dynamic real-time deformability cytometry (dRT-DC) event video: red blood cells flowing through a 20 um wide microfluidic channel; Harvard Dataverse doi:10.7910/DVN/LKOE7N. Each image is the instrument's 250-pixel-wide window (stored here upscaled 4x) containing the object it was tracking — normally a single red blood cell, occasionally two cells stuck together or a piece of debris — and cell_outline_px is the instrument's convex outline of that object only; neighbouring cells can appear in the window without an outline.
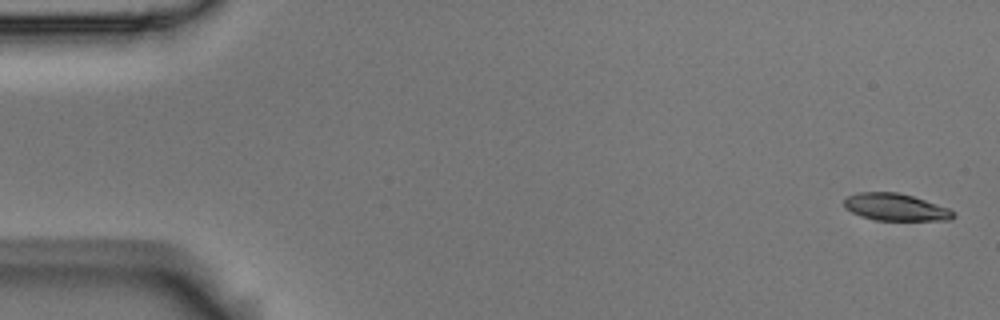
{"species": "Egyptian fruit bat (a non-hibernating species)", "species_latin": "Rousettus aegyptiacus", "temperature_condition": "room temperature", "stored_images_in_passage": 7, "camera_frame_rate_fps": 3000, "um_per_image_px": 0.085, "animal": {"sex": "male"}, "frame": {"image": 1, "passage_image": 1, "time_ms": 0.0, "image_size_px": [1000, 320], "cell_outline_px": [[956, 216], [948, 220], [876, 220], [860, 216], [844, 208], [844, 200], [848, 196], [856, 192], [896, 192], [912, 196], [948, 208], [956, 212]], "centroid_in_image_um": [76.1, 17.61], "position_along_channel_um": 8.9, "area_um2": 17.22}}
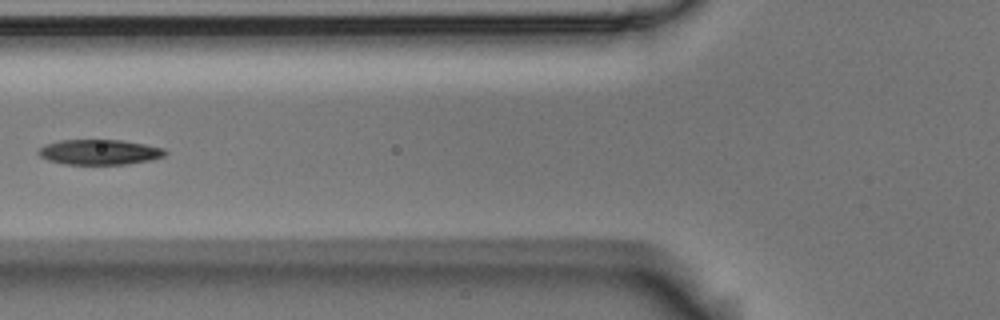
{"frame": {"image": 2, "passage_image": 6, "time_ms": 1.667, "image_size_px": [1000, 320], "cell_outline_px": [[168, 152], [164, 156], [148, 160], [128, 164], [64, 164], [48, 160], [40, 156], [36, 152], [44, 144], [60, 140], [124, 140], [164, 148]], "centroid_in_image_um": [8.43, 12.92], "position_along_channel_um": 117.4, "area_um2": 18.61}}
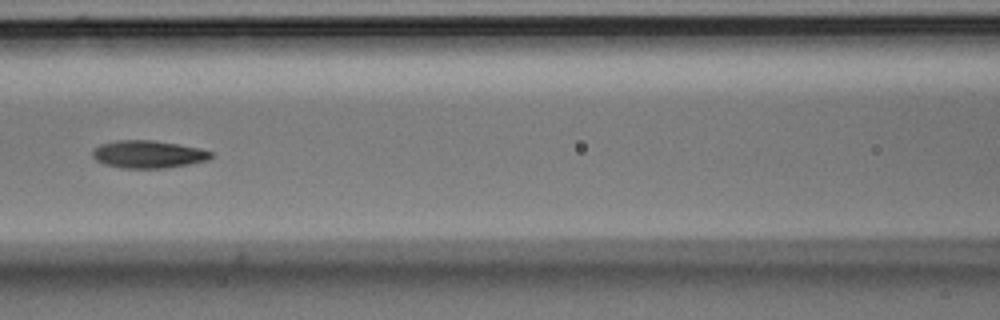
{"frame": {"image": 3, "passage_image": 7, "time_ms": 2.0, "image_size_px": [1000, 320], "cell_outline_px": [[212, 156], [208, 160], [188, 164], [164, 168], [120, 168], [104, 164], [96, 160], [92, 156], [92, 148], [100, 144], [116, 140], [152, 140], [200, 148], [212, 152]], "centroid_in_image_um": [12.55, 13.11], "position_along_channel_um": 154.1, "area_um2": 19.07}}